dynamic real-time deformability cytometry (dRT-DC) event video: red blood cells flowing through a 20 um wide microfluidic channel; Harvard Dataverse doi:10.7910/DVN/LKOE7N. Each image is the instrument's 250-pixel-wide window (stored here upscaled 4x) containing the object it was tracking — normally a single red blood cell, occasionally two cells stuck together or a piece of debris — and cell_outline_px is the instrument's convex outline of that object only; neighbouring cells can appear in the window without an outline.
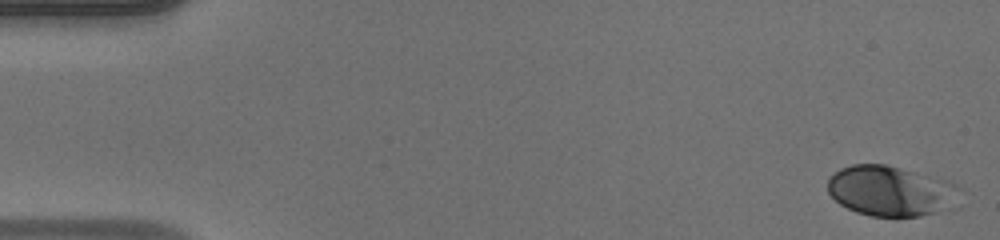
{"species": "human", "species_latin": "Homo sapiens", "temperature_condition": "warm", "stored_images_in_passage": 49, "camera_frame_rate_fps": 3000, "um_per_image_px": 0.085, "donor": {"sex": "male"}, "frame": {"image": 1, "passage_image": 1, "time_ms": 0.0, "image_size_px": [1000, 240], "cell_outline_px": [[964, 192], [952, 208], [920, 216], [896, 220], [872, 216], [856, 212], [840, 204], [828, 192], [828, 180], [840, 168], [852, 164], [884, 164], [948, 180], [964, 188]], "centroid_in_image_um": [75.8, 16.27], "position_along_channel_um": 9.2, "area_um2": 39.71}}
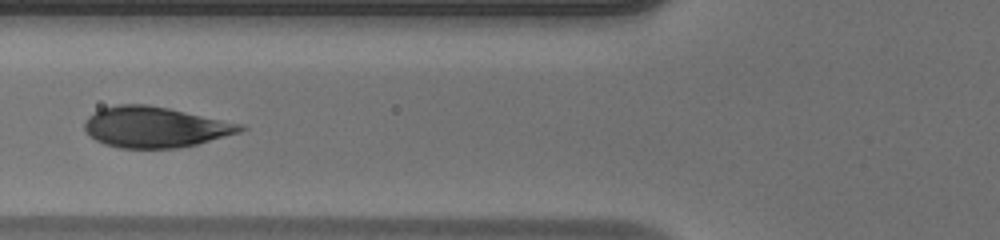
{"frame": {"image": 2, "passage_image": 19, "time_ms": 6.0, "image_size_px": [1000, 240], "cell_outline_px": [[248, 128], [240, 132], [196, 144], [176, 148], [120, 148], [104, 144], [88, 136], [84, 128], [84, 124], [88, 116], [100, 108], [116, 104], [148, 104], [168, 108], [244, 124]], "centroid_in_image_um": [13.15, 10.79], "position_along_channel_um": 112.6, "area_um2": 37.11}}
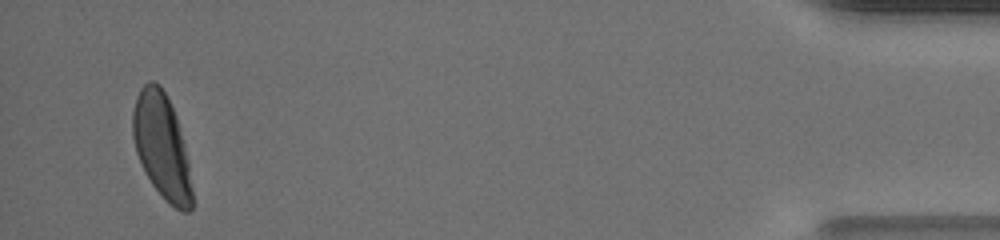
{"frame": {"image": 3, "passage_image": 47, "time_ms": 15.333, "image_size_px": [1000, 240], "cell_outline_px": [[192, 208], [188, 212], [180, 212], [152, 184], [136, 152], [132, 136], [132, 112], [136, 96], [140, 88], [148, 80], [152, 80], [160, 84], [176, 116], [184, 144], [188, 160], [192, 188]], "centroid_in_image_um": [13.74, 12.38], "position_along_channel_um": 421.5, "area_um2": 35.89}, "authors_computed_cell_mechanics": {"area_um2": 37.281, "velocity_mm_per_s": 4.1526, "shape_relaxation_time_tau1_ms": 2.5828, "shape_relaxation_time_tau2_ms": null, "deformation_change_tau1": 0.1629, "deformation_change_tau2": null}}